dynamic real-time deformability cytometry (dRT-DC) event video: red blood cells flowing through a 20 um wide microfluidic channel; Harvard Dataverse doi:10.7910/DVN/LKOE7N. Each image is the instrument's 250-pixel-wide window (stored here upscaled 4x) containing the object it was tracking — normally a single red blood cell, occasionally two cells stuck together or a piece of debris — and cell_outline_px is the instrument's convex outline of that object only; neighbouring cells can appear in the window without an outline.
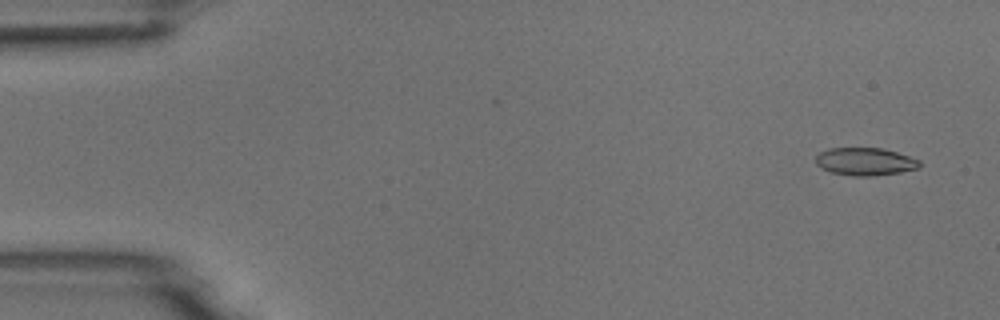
{"species": "common noctule bat (a hibernating species)", "species_latin": "Nyctalus noctula", "temperature_condition": "room temperature", "stored_images_in_passage": 6, "camera_frame_rate_fps": 3000, "um_per_image_px": 0.085, "animal": {"sex": "male", "body_mass_g": 18.8}, "frame": {"image": 1, "passage_image": 1, "time_ms": 0.0, "image_size_px": [1000, 320], "cell_outline_px": [[920, 168], [900, 172], [868, 176], [852, 176], [832, 172], [820, 168], [816, 164], [816, 156], [820, 152], [828, 148], [880, 148], [896, 152], [920, 160]], "centroid_in_image_um": [73.52, 13.73], "position_along_channel_um": 11.5, "area_um2": 16.7}}
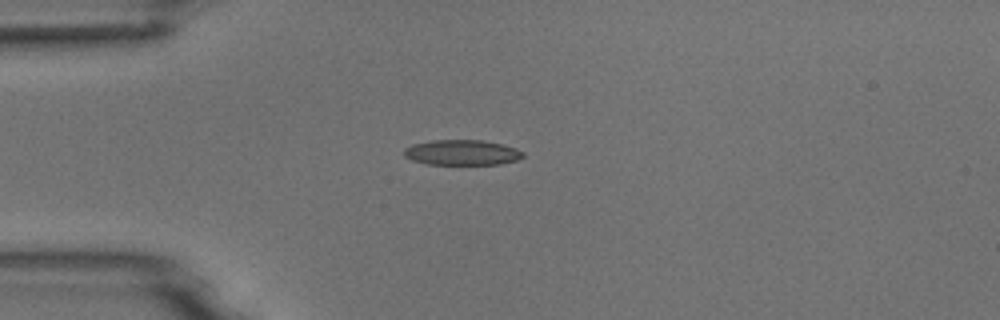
{"frame": {"image": 2, "passage_image": 4, "time_ms": 3.667, "image_size_px": [1000, 320], "cell_outline_px": [[524, 156], [516, 160], [500, 164], [428, 164], [412, 160], [404, 156], [404, 148], [412, 144], [432, 140], [484, 140], [516, 148], [524, 152]], "centroid_in_image_um": [39.26, 12.96], "position_along_channel_um": 45.7, "area_um2": 17.51}}